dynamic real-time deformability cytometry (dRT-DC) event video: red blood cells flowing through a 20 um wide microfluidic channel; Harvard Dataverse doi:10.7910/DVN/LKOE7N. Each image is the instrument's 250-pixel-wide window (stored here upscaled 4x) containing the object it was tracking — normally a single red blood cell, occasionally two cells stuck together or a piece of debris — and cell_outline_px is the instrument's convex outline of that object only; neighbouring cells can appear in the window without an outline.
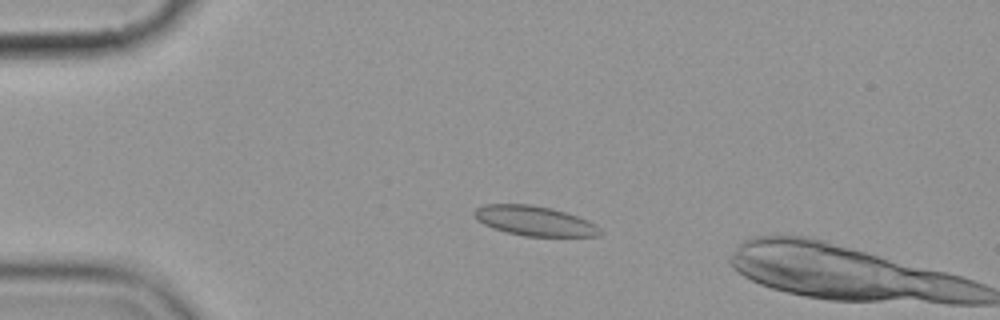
{"species": "common noctule bat (a hibernating species)", "species_latin": "Nyctalus noctula", "temperature_condition": "cold", "stored_images_in_passage": 5, "camera_frame_rate_fps": 3000, "um_per_image_px": 0.085, "animal": {"sex": "female", "body_mass_g": 19.9}, "frame": {"image": 1, "passage_image": 4, "time_ms": 4.333, "image_size_px": [1000, 320], "cell_outline_px": [[604, 232], [600, 236], [524, 236], [504, 232], [492, 228], [476, 220], [472, 216], [472, 212], [476, 208], [484, 204], [528, 204], [552, 208], [588, 220], [596, 224]], "centroid_in_image_um": [45.4, 18.78], "position_along_channel_um": 39.6, "area_um2": 22.08}}